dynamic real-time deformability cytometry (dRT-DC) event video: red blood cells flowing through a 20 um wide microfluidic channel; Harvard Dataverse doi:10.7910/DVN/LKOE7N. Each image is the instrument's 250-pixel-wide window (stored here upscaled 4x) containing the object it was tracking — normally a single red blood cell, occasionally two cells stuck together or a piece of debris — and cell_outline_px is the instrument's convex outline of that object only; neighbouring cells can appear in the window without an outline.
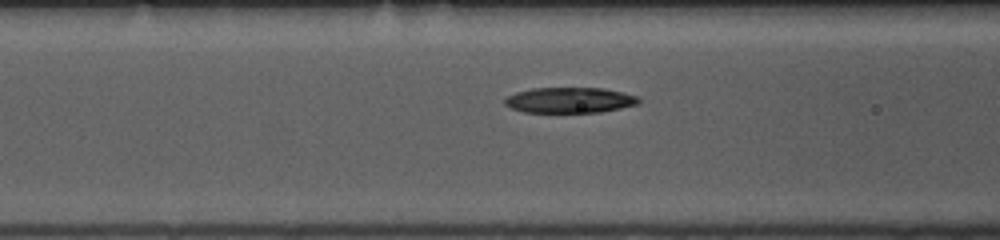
{"species": "common noctule bat (a hibernating species)", "species_latin": "Nyctalus noctula", "temperature_condition": "room temperature", "stored_images_in_passage": 20, "camera_frame_rate_fps": 3000, "um_per_image_px": 0.085, "animal": {"sex": "female", "body_mass_g": 10.0, "forearm_length_mm": 53.1}, "frame": {"image": 1, "passage_image": 9, "time_ms": 2.667, "image_size_px": [1000, 240], "cell_outline_px": [[640, 104], [600, 112], [524, 112], [512, 108], [504, 104], [504, 100], [508, 96], [516, 92], [532, 88], [604, 88], [636, 96], [640, 100]], "centroid_in_image_um": [48.42, 8.51], "position_along_channel_um": 118.2, "area_um2": 19.83}}
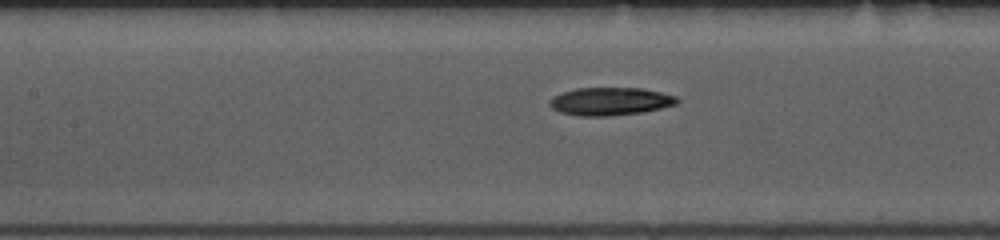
{"frame": {"image": 2, "passage_image": 12, "time_ms": 3.667, "image_size_px": [1000, 240], "cell_outline_px": [[680, 100], [676, 104], [644, 112], [608, 116], [580, 116], [560, 112], [552, 108], [548, 104], [548, 100], [552, 96], [576, 88], [640, 88], [660, 92], [676, 96]], "centroid_in_image_um": [51.84, 8.62], "position_along_channel_um": 155.6, "area_um2": 20.75}}